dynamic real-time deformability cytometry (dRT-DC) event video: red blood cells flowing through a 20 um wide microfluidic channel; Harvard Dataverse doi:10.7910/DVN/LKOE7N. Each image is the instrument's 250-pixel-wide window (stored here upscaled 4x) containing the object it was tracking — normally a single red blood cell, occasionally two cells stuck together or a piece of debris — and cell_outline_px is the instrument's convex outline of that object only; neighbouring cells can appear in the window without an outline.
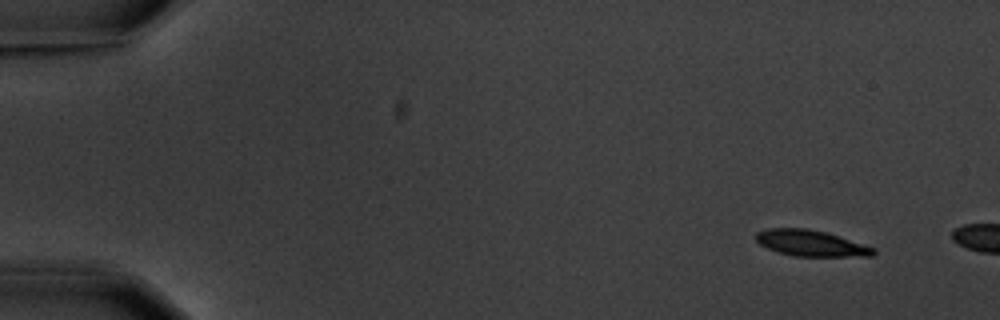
{"species": "common noctule bat (a hibernating species)", "species_latin": "Nyctalus noctula", "temperature_condition": "warm", "stored_images_in_passage": 3, "camera_frame_rate_fps": 3000, "um_per_image_px": 0.085, "animal": {"sex": "male", "body_mass_g": 20.1, "forearm_length_mm": 53.5}, "frame": {"image": 1, "passage_image": 1, "time_ms": 0.0, "image_size_px": [1000, 320], "cell_outline_px": [[876, 252], [872, 256], [796, 256], [780, 252], [768, 248], [760, 244], [756, 240], [756, 232], [768, 228], [804, 228], [824, 232], [876, 248]], "centroid_in_image_um": [68.92, 20.67], "position_along_channel_um": 16.1, "area_um2": 17.51}}